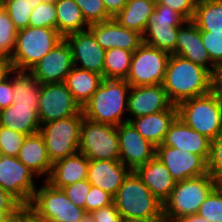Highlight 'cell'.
I'll return each mask as SVG.
<instances>
[{"label":"cell","instance_id":"f546056e","mask_svg":"<svg viewBox=\"0 0 222 222\" xmlns=\"http://www.w3.org/2000/svg\"><path fill=\"white\" fill-rule=\"evenodd\" d=\"M56 30L63 36L88 30L89 25L83 18L81 9L74 0H57Z\"/></svg>","mask_w":222,"mask_h":222},{"label":"cell","instance_id":"680465c9","mask_svg":"<svg viewBox=\"0 0 222 222\" xmlns=\"http://www.w3.org/2000/svg\"><path fill=\"white\" fill-rule=\"evenodd\" d=\"M5 10L4 0H0V14Z\"/></svg>","mask_w":222,"mask_h":222},{"label":"cell","instance_id":"f5cc1de1","mask_svg":"<svg viewBox=\"0 0 222 222\" xmlns=\"http://www.w3.org/2000/svg\"><path fill=\"white\" fill-rule=\"evenodd\" d=\"M25 222H46L37 216L28 206H25Z\"/></svg>","mask_w":222,"mask_h":222},{"label":"cell","instance_id":"9f6ffc18","mask_svg":"<svg viewBox=\"0 0 222 222\" xmlns=\"http://www.w3.org/2000/svg\"><path fill=\"white\" fill-rule=\"evenodd\" d=\"M17 211H0V222H5L6 219L15 214Z\"/></svg>","mask_w":222,"mask_h":222},{"label":"cell","instance_id":"44dd1931","mask_svg":"<svg viewBox=\"0 0 222 222\" xmlns=\"http://www.w3.org/2000/svg\"><path fill=\"white\" fill-rule=\"evenodd\" d=\"M161 145H167L201 156L208 162L211 140L187 126L176 117L169 127Z\"/></svg>","mask_w":222,"mask_h":222},{"label":"cell","instance_id":"484cf974","mask_svg":"<svg viewBox=\"0 0 222 222\" xmlns=\"http://www.w3.org/2000/svg\"><path fill=\"white\" fill-rule=\"evenodd\" d=\"M17 158L33 173L46 180L50 174L52 162L50 161L43 136L40 132L26 135Z\"/></svg>","mask_w":222,"mask_h":222},{"label":"cell","instance_id":"2e32d148","mask_svg":"<svg viewBox=\"0 0 222 222\" xmlns=\"http://www.w3.org/2000/svg\"><path fill=\"white\" fill-rule=\"evenodd\" d=\"M120 161L131 171L156 156V147L128 122L117 126Z\"/></svg>","mask_w":222,"mask_h":222},{"label":"cell","instance_id":"681fc988","mask_svg":"<svg viewBox=\"0 0 222 222\" xmlns=\"http://www.w3.org/2000/svg\"><path fill=\"white\" fill-rule=\"evenodd\" d=\"M12 71L13 68L10 59L0 57V82L7 78Z\"/></svg>","mask_w":222,"mask_h":222},{"label":"cell","instance_id":"4fadbf2b","mask_svg":"<svg viewBox=\"0 0 222 222\" xmlns=\"http://www.w3.org/2000/svg\"><path fill=\"white\" fill-rule=\"evenodd\" d=\"M37 176L17 157L0 155V187L28 206L36 190Z\"/></svg>","mask_w":222,"mask_h":222},{"label":"cell","instance_id":"c3c4849f","mask_svg":"<svg viewBox=\"0 0 222 222\" xmlns=\"http://www.w3.org/2000/svg\"><path fill=\"white\" fill-rule=\"evenodd\" d=\"M107 13L114 18L126 5L127 0H102Z\"/></svg>","mask_w":222,"mask_h":222},{"label":"cell","instance_id":"8fae6325","mask_svg":"<svg viewBox=\"0 0 222 222\" xmlns=\"http://www.w3.org/2000/svg\"><path fill=\"white\" fill-rule=\"evenodd\" d=\"M170 54L142 43L132 55L126 81L131 86L162 84Z\"/></svg>","mask_w":222,"mask_h":222},{"label":"cell","instance_id":"83f0119b","mask_svg":"<svg viewBox=\"0 0 222 222\" xmlns=\"http://www.w3.org/2000/svg\"><path fill=\"white\" fill-rule=\"evenodd\" d=\"M103 80L102 75L73 67L65 84L81 108L89 101Z\"/></svg>","mask_w":222,"mask_h":222},{"label":"cell","instance_id":"e575fe53","mask_svg":"<svg viewBox=\"0 0 222 222\" xmlns=\"http://www.w3.org/2000/svg\"><path fill=\"white\" fill-rule=\"evenodd\" d=\"M197 214L209 222H222V188L219 185L209 193Z\"/></svg>","mask_w":222,"mask_h":222},{"label":"cell","instance_id":"8992f818","mask_svg":"<svg viewBox=\"0 0 222 222\" xmlns=\"http://www.w3.org/2000/svg\"><path fill=\"white\" fill-rule=\"evenodd\" d=\"M176 107L178 118L210 140L222 132V110L213 90L208 94L181 101Z\"/></svg>","mask_w":222,"mask_h":222},{"label":"cell","instance_id":"f6af8a7d","mask_svg":"<svg viewBox=\"0 0 222 222\" xmlns=\"http://www.w3.org/2000/svg\"><path fill=\"white\" fill-rule=\"evenodd\" d=\"M95 222H120L121 216L115 204L91 212Z\"/></svg>","mask_w":222,"mask_h":222},{"label":"cell","instance_id":"9a60e30c","mask_svg":"<svg viewBox=\"0 0 222 222\" xmlns=\"http://www.w3.org/2000/svg\"><path fill=\"white\" fill-rule=\"evenodd\" d=\"M156 156L170 171L176 183L208 174L207 162L197 154L167 145H158Z\"/></svg>","mask_w":222,"mask_h":222},{"label":"cell","instance_id":"6da1fadb","mask_svg":"<svg viewBox=\"0 0 222 222\" xmlns=\"http://www.w3.org/2000/svg\"><path fill=\"white\" fill-rule=\"evenodd\" d=\"M214 76L204 67L177 54H171L162 83L170 101H181L208 94L213 89Z\"/></svg>","mask_w":222,"mask_h":222},{"label":"cell","instance_id":"7bdbcfd3","mask_svg":"<svg viewBox=\"0 0 222 222\" xmlns=\"http://www.w3.org/2000/svg\"><path fill=\"white\" fill-rule=\"evenodd\" d=\"M113 204V196L99 187L91 185L90 191L85 200V212L107 207Z\"/></svg>","mask_w":222,"mask_h":222},{"label":"cell","instance_id":"f1b7e54d","mask_svg":"<svg viewBox=\"0 0 222 222\" xmlns=\"http://www.w3.org/2000/svg\"><path fill=\"white\" fill-rule=\"evenodd\" d=\"M156 0H127L124 8L114 17V20L125 28L143 34L147 21L153 13Z\"/></svg>","mask_w":222,"mask_h":222},{"label":"cell","instance_id":"9c48e42d","mask_svg":"<svg viewBox=\"0 0 222 222\" xmlns=\"http://www.w3.org/2000/svg\"><path fill=\"white\" fill-rule=\"evenodd\" d=\"M79 152L89 160H120L117 126L83 117Z\"/></svg>","mask_w":222,"mask_h":222},{"label":"cell","instance_id":"60d3db41","mask_svg":"<svg viewBox=\"0 0 222 222\" xmlns=\"http://www.w3.org/2000/svg\"><path fill=\"white\" fill-rule=\"evenodd\" d=\"M207 170L216 180L222 176V132L219 133L216 138L211 140Z\"/></svg>","mask_w":222,"mask_h":222},{"label":"cell","instance_id":"b9f144b4","mask_svg":"<svg viewBox=\"0 0 222 222\" xmlns=\"http://www.w3.org/2000/svg\"><path fill=\"white\" fill-rule=\"evenodd\" d=\"M91 184L87 179L77 181L71 185L61 188L66 196L76 206L81 207L85 210V200L90 191Z\"/></svg>","mask_w":222,"mask_h":222},{"label":"cell","instance_id":"91938a15","mask_svg":"<svg viewBox=\"0 0 222 222\" xmlns=\"http://www.w3.org/2000/svg\"><path fill=\"white\" fill-rule=\"evenodd\" d=\"M57 0H41V2L56 3Z\"/></svg>","mask_w":222,"mask_h":222},{"label":"cell","instance_id":"277c9868","mask_svg":"<svg viewBox=\"0 0 222 222\" xmlns=\"http://www.w3.org/2000/svg\"><path fill=\"white\" fill-rule=\"evenodd\" d=\"M217 185L218 180L209 173L177 182L163 203L164 221L174 222L183 216L197 214L200 205Z\"/></svg>","mask_w":222,"mask_h":222},{"label":"cell","instance_id":"7a4b0ae2","mask_svg":"<svg viewBox=\"0 0 222 222\" xmlns=\"http://www.w3.org/2000/svg\"><path fill=\"white\" fill-rule=\"evenodd\" d=\"M130 88L131 85L125 79L103 78L96 92L83 106V116L94 122L114 126L128 122L126 114Z\"/></svg>","mask_w":222,"mask_h":222},{"label":"cell","instance_id":"ee69618b","mask_svg":"<svg viewBox=\"0 0 222 222\" xmlns=\"http://www.w3.org/2000/svg\"><path fill=\"white\" fill-rule=\"evenodd\" d=\"M156 4H163L181 13L187 20L194 16L195 2L193 0H156Z\"/></svg>","mask_w":222,"mask_h":222},{"label":"cell","instance_id":"ac0fdd59","mask_svg":"<svg viewBox=\"0 0 222 222\" xmlns=\"http://www.w3.org/2000/svg\"><path fill=\"white\" fill-rule=\"evenodd\" d=\"M175 54L206 68L214 77L221 71L212 63L202 42L199 28L192 20H187L179 27Z\"/></svg>","mask_w":222,"mask_h":222},{"label":"cell","instance_id":"d590c367","mask_svg":"<svg viewBox=\"0 0 222 222\" xmlns=\"http://www.w3.org/2000/svg\"><path fill=\"white\" fill-rule=\"evenodd\" d=\"M18 30L4 10L0 14V57L10 58L16 43Z\"/></svg>","mask_w":222,"mask_h":222},{"label":"cell","instance_id":"7dc6e473","mask_svg":"<svg viewBox=\"0 0 222 222\" xmlns=\"http://www.w3.org/2000/svg\"><path fill=\"white\" fill-rule=\"evenodd\" d=\"M23 205L0 187V211H18Z\"/></svg>","mask_w":222,"mask_h":222},{"label":"cell","instance_id":"bcb514c9","mask_svg":"<svg viewBox=\"0 0 222 222\" xmlns=\"http://www.w3.org/2000/svg\"><path fill=\"white\" fill-rule=\"evenodd\" d=\"M12 72L7 78L0 82V111L9 107L13 102Z\"/></svg>","mask_w":222,"mask_h":222},{"label":"cell","instance_id":"8d00e7d4","mask_svg":"<svg viewBox=\"0 0 222 222\" xmlns=\"http://www.w3.org/2000/svg\"><path fill=\"white\" fill-rule=\"evenodd\" d=\"M28 26L56 29L55 3L40 2L33 8Z\"/></svg>","mask_w":222,"mask_h":222},{"label":"cell","instance_id":"603a6c76","mask_svg":"<svg viewBox=\"0 0 222 222\" xmlns=\"http://www.w3.org/2000/svg\"><path fill=\"white\" fill-rule=\"evenodd\" d=\"M134 172L162 203L169 198L175 188L176 182L173 180L170 171L157 156L138 166Z\"/></svg>","mask_w":222,"mask_h":222},{"label":"cell","instance_id":"816d5d0a","mask_svg":"<svg viewBox=\"0 0 222 222\" xmlns=\"http://www.w3.org/2000/svg\"><path fill=\"white\" fill-rule=\"evenodd\" d=\"M5 222H25V206L20 208L15 214L9 216Z\"/></svg>","mask_w":222,"mask_h":222},{"label":"cell","instance_id":"ba28073f","mask_svg":"<svg viewBox=\"0 0 222 222\" xmlns=\"http://www.w3.org/2000/svg\"><path fill=\"white\" fill-rule=\"evenodd\" d=\"M28 207L46 222H78L85 214L62 189L52 187L44 179L43 185L36 187Z\"/></svg>","mask_w":222,"mask_h":222},{"label":"cell","instance_id":"11a10c76","mask_svg":"<svg viewBox=\"0 0 222 222\" xmlns=\"http://www.w3.org/2000/svg\"><path fill=\"white\" fill-rule=\"evenodd\" d=\"M120 222H153L152 220L142 219V218H122Z\"/></svg>","mask_w":222,"mask_h":222},{"label":"cell","instance_id":"cb8c5ba5","mask_svg":"<svg viewBox=\"0 0 222 222\" xmlns=\"http://www.w3.org/2000/svg\"><path fill=\"white\" fill-rule=\"evenodd\" d=\"M89 159L78 152L52 164L50 174L45 180L54 188L61 189L77 181L87 179Z\"/></svg>","mask_w":222,"mask_h":222},{"label":"cell","instance_id":"7402d4cb","mask_svg":"<svg viewBox=\"0 0 222 222\" xmlns=\"http://www.w3.org/2000/svg\"><path fill=\"white\" fill-rule=\"evenodd\" d=\"M130 172L120 160H89L87 180L114 197Z\"/></svg>","mask_w":222,"mask_h":222},{"label":"cell","instance_id":"5b68a950","mask_svg":"<svg viewBox=\"0 0 222 222\" xmlns=\"http://www.w3.org/2000/svg\"><path fill=\"white\" fill-rule=\"evenodd\" d=\"M64 37L52 28L26 27L18 30L14 51L9 58L13 70L29 71Z\"/></svg>","mask_w":222,"mask_h":222},{"label":"cell","instance_id":"db71d44e","mask_svg":"<svg viewBox=\"0 0 222 222\" xmlns=\"http://www.w3.org/2000/svg\"><path fill=\"white\" fill-rule=\"evenodd\" d=\"M174 222H209L207 219L200 217L198 214L183 216Z\"/></svg>","mask_w":222,"mask_h":222},{"label":"cell","instance_id":"52a82bcc","mask_svg":"<svg viewBox=\"0 0 222 222\" xmlns=\"http://www.w3.org/2000/svg\"><path fill=\"white\" fill-rule=\"evenodd\" d=\"M83 113L58 119L40 126L47 154L52 164L79 152Z\"/></svg>","mask_w":222,"mask_h":222},{"label":"cell","instance_id":"4316f807","mask_svg":"<svg viewBox=\"0 0 222 222\" xmlns=\"http://www.w3.org/2000/svg\"><path fill=\"white\" fill-rule=\"evenodd\" d=\"M0 126L15 132L30 135L40 131L38 105L12 103L0 111Z\"/></svg>","mask_w":222,"mask_h":222},{"label":"cell","instance_id":"6f0895ef","mask_svg":"<svg viewBox=\"0 0 222 222\" xmlns=\"http://www.w3.org/2000/svg\"><path fill=\"white\" fill-rule=\"evenodd\" d=\"M78 222H95V221L91 212H85V214Z\"/></svg>","mask_w":222,"mask_h":222},{"label":"cell","instance_id":"f907efd6","mask_svg":"<svg viewBox=\"0 0 222 222\" xmlns=\"http://www.w3.org/2000/svg\"><path fill=\"white\" fill-rule=\"evenodd\" d=\"M212 90L216 94L222 110V72L214 77Z\"/></svg>","mask_w":222,"mask_h":222},{"label":"cell","instance_id":"3957f363","mask_svg":"<svg viewBox=\"0 0 222 222\" xmlns=\"http://www.w3.org/2000/svg\"><path fill=\"white\" fill-rule=\"evenodd\" d=\"M113 203L122 218H142L153 222H165L163 203L159 201L131 171L113 197Z\"/></svg>","mask_w":222,"mask_h":222},{"label":"cell","instance_id":"d6986e66","mask_svg":"<svg viewBox=\"0 0 222 222\" xmlns=\"http://www.w3.org/2000/svg\"><path fill=\"white\" fill-rule=\"evenodd\" d=\"M172 105L162 84L131 86L127 104L128 121L132 118L167 110Z\"/></svg>","mask_w":222,"mask_h":222},{"label":"cell","instance_id":"30bf717a","mask_svg":"<svg viewBox=\"0 0 222 222\" xmlns=\"http://www.w3.org/2000/svg\"><path fill=\"white\" fill-rule=\"evenodd\" d=\"M187 19L163 4H156L142 34V42L167 53L175 54L179 27Z\"/></svg>","mask_w":222,"mask_h":222},{"label":"cell","instance_id":"74e56055","mask_svg":"<svg viewBox=\"0 0 222 222\" xmlns=\"http://www.w3.org/2000/svg\"><path fill=\"white\" fill-rule=\"evenodd\" d=\"M88 25L111 19L102 0H74Z\"/></svg>","mask_w":222,"mask_h":222},{"label":"cell","instance_id":"836d02e7","mask_svg":"<svg viewBox=\"0 0 222 222\" xmlns=\"http://www.w3.org/2000/svg\"><path fill=\"white\" fill-rule=\"evenodd\" d=\"M40 2L41 0H4V7L15 28L21 30L28 27L31 12Z\"/></svg>","mask_w":222,"mask_h":222},{"label":"cell","instance_id":"ffe728a7","mask_svg":"<svg viewBox=\"0 0 222 222\" xmlns=\"http://www.w3.org/2000/svg\"><path fill=\"white\" fill-rule=\"evenodd\" d=\"M88 30L104 50L121 48L134 52L143 43L141 34L120 26L114 18L89 25Z\"/></svg>","mask_w":222,"mask_h":222},{"label":"cell","instance_id":"4dcf8cb0","mask_svg":"<svg viewBox=\"0 0 222 222\" xmlns=\"http://www.w3.org/2000/svg\"><path fill=\"white\" fill-rule=\"evenodd\" d=\"M192 21L201 32H222V0H199Z\"/></svg>","mask_w":222,"mask_h":222},{"label":"cell","instance_id":"7c38bea8","mask_svg":"<svg viewBox=\"0 0 222 222\" xmlns=\"http://www.w3.org/2000/svg\"><path fill=\"white\" fill-rule=\"evenodd\" d=\"M83 113L64 82L41 84L38 119L40 124Z\"/></svg>","mask_w":222,"mask_h":222},{"label":"cell","instance_id":"d6a6232c","mask_svg":"<svg viewBox=\"0 0 222 222\" xmlns=\"http://www.w3.org/2000/svg\"><path fill=\"white\" fill-rule=\"evenodd\" d=\"M132 51L121 48L106 50L103 66V78L125 79L129 75Z\"/></svg>","mask_w":222,"mask_h":222},{"label":"cell","instance_id":"1f68e13d","mask_svg":"<svg viewBox=\"0 0 222 222\" xmlns=\"http://www.w3.org/2000/svg\"><path fill=\"white\" fill-rule=\"evenodd\" d=\"M13 98L18 105H38L41 83L28 71H12Z\"/></svg>","mask_w":222,"mask_h":222},{"label":"cell","instance_id":"5bb4252c","mask_svg":"<svg viewBox=\"0 0 222 222\" xmlns=\"http://www.w3.org/2000/svg\"><path fill=\"white\" fill-rule=\"evenodd\" d=\"M74 67L70 46L65 38L43 56L28 72L41 84L65 82Z\"/></svg>","mask_w":222,"mask_h":222},{"label":"cell","instance_id":"94428289","mask_svg":"<svg viewBox=\"0 0 222 222\" xmlns=\"http://www.w3.org/2000/svg\"><path fill=\"white\" fill-rule=\"evenodd\" d=\"M218 185L222 188V176L218 179Z\"/></svg>","mask_w":222,"mask_h":222},{"label":"cell","instance_id":"d4e9b609","mask_svg":"<svg viewBox=\"0 0 222 222\" xmlns=\"http://www.w3.org/2000/svg\"><path fill=\"white\" fill-rule=\"evenodd\" d=\"M177 117V107L129 120L135 130L155 147L161 145L170 125Z\"/></svg>","mask_w":222,"mask_h":222},{"label":"cell","instance_id":"f35d334b","mask_svg":"<svg viewBox=\"0 0 222 222\" xmlns=\"http://www.w3.org/2000/svg\"><path fill=\"white\" fill-rule=\"evenodd\" d=\"M26 135L0 126V155L17 157Z\"/></svg>","mask_w":222,"mask_h":222},{"label":"cell","instance_id":"e0dca14e","mask_svg":"<svg viewBox=\"0 0 222 222\" xmlns=\"http://www.w3.org/2000/svg\"><path fill=\"white\" fill-rule=\"evenodd\" d=\"M71 49L75 67L96 72L103 77L104 50L89 31L74 32L64 37Z\"/></svg>","mask_w":222,"mask_h":222},{"label":"cell","instance_id":"ab89813d","mask_svg":"<svg viewBox=\"0 0 222 222\" xmlns=\"http://www.w3.org/2000/svg\"><path fill=\"white\" fill-rule=\"evenodd\" d=\"M201 35L212 63L222 72V32H201Z\"/></svg>","mask_w":222,"mask_h":222}]
</instances>
